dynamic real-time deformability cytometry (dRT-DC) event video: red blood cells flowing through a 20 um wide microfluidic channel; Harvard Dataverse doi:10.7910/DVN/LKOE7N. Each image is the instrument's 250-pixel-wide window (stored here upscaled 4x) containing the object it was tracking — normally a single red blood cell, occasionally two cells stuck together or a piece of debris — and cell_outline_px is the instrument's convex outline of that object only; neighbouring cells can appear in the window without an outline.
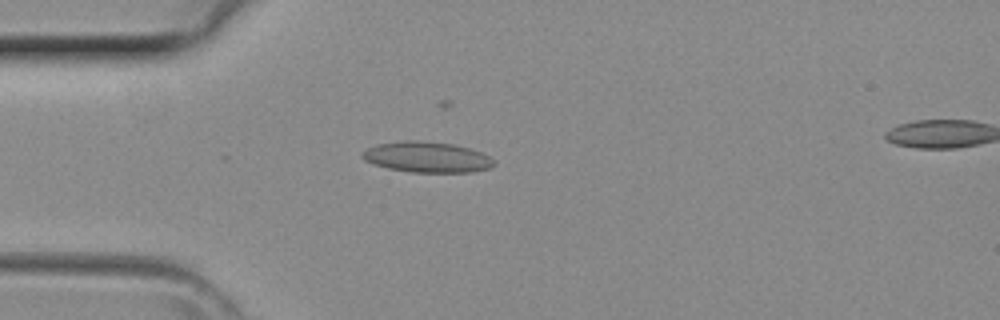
{"species": "common noctule bat (a hibernating species)", "species_latin": "Nyctalus noctula", "temperature_condition": "room temperature", "stored_images_in_passage": 4, "camera_frame_rate_fps": 3000, "um_per_image_px": 0.085, "animal": {"sex": "female", "body_mass_g": 29.2, "forearm_length_mm": 56.3}, "frame": {"image": 1, "passage_image": 2, "time_ms": 0.333, "image_size_px": [1000, 320], "cell_outline_px": [[496, 164], [492, 168], [472, 172], [412, 172], [388, 168], [372, 164], [364, 160], [360, 156], [360, 152], [376, 144], [404, 140], [416, 140], [456, 144], [480, 152], [488, 156]], "centroid_in_image_um": [36.26, 13.35], "position_along_channel_um": 48.7, "area_um2": 23.7}}